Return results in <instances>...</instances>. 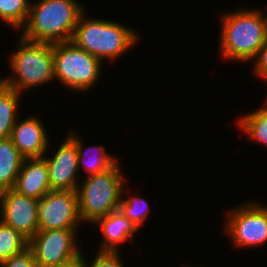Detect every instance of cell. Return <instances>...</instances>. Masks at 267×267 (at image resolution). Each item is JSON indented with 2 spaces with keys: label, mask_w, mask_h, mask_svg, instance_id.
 <instances>
[{
  "label": "cell",
  "mask_w": 267,
  "mask_h": 267,
  "mask_svg": "<svg viewBox=\"0 0 267 267\" xmlns=\"http://www.w3.org/2000/svg\"><path fill=\"white\" fill-rule=\"evenodd\" d=\"M219 50L224 60L249 63L267 38V16L262 9L242 7L222 14Z\"/></svg>",
  "instance_id": "cell-1"
},
{
  "label": "cell",
  "mask_w": 267,
  "mask_h": 267,
  "mask_svg": "<svg viewBox=\"0 0 267 267\" xmlns=\"http://www.w3.org/2000/svg\"><path fill=\"white\" fill-rule=\"evenodd\" d=\"M33 3V4H32ZM30 3L20 36L28 41L61 43L71 41L80 15L85 11L79 0H36Z\"/></svg>",
  "instance_id": "cell-2"
},
{
  "label": "cell",
  "mask_w": 267,
  "mask_h": 267,
  "mask_svg": "<svg viewBox=\"0 0 267 267\" xmlns=\"http://www.w3.org/2000/svg\"><path fill=\"white\" fill-rule=\"evenodd\" d=\"M84 11L75 27L71 41L102 62L116 60L130 51L141 39L132 27L119 21L86 17Z\"/></svg>",
  "instance_id": "cell-3"
},
{
  "label": "cell",
  "mask_w": 267,
  "mask_h": 267,
  "mask_svg": "<svg viewBox=\"0 0 267 267\" xmlns=\"http://www.w3.org/2000/svg\"><path fill=\"white\" fill-rule=\"evenodd\" d=\"M9 56L12 74L1 77L0 82L18 93L49 84L55 79L53 68V44L32 42L21 36Z\"/></svg>",
  "instance_id": "cell-4"
},
{
  "label": "cell",
  "mask_w": 267,
  "mask_h": 267,
  "mask_svg": "<svg viewBox=\"0 0 267 267\" xmlns=\"http://www.w3.org/2000/svg\"><path fill=\"white\" fill-rule=\"evenodd\" d=\"M120 161L109 170L86 176L83 182H79L76 191L82 223L93 224L98 218L118 209L122 190L127 184Z\"/></svg>",
  "instance_id": "cell-5"
},
{
  "label": "cell",
  "mask_w": 267,
  "mask_h": 267,
  "mask_svg": "<svg viewBox=\"0 0 267 267\" xmlns=\"http://www.w3.org/2000/svg\"><path fill=\"white\" fill-rule=\"evenodd\" d=\"M103 63L72 41L53 44L54 78L68 90L85 93L95 87L102 75Z\"/></svg>",
  "instance_id": "cell-6"
},
{
  "label": "cell",
  "mask_w": 267,
  "mask_h": 267,
  "mask_svg": "<svg viewBox=\"0 0 267 267\" xmlns=\"http://www.w3.org/2000/svg\"><path fill=\"white\" fill-rule=\"evenodd\" d=\"M224 231L236 247H259L267 242V210L260 202L247 201L227 210Z\"/></svg>",
  "instance_id": "cell-7"
},
{
  "label": "cell",
  "mask_w": 267,
  "mask_h": 267,
  "mask_svg": "<svg viewBox=\"0 0 267 267\" xmlns=\"http://www.w3.org/2000/svg\"><path fill=\"white\" fill-rule=\"evenodd\" d=\"M77 229L38 231L29 241L38 267L58 265L82 256ZM77 239V240H76ZM80 245V246H79Z\"/></svg>",
  "instance_id": "cell-8"
},
{
  "label": "cell",
  "mask_w": 267,
  "mask_h": 267,
  "mask_svg": "<svg viewBox=\"0 0 267 267\" xmlns=\"http://www.w3.org/2000/svg\"><path fill=\"white\" fill-rule=\"evenodd\" d=\"M77 191L50 190L38 200V231L79 229Z\"/></svg>",
  "instance_id": "cell-9"
},
{
  "label": "cell",
  "mask_w": 267,
  "mask_h": 267,
  "mask_svg": "<svg viewBox=\"0 0 267 267\" xmlns=\"http://www.w3.org/2000/svg\"><path fill=\"white\" fill-rule=\"evenodd\" d=\"M0 221L29 241L38 232V199L22 195L13 188L1 191Z\"/></svg>",
  "instance_id": "cell-10"
},
{
  "label": "cell",
  "mask_w": 267,
  "mask_h": 267,
  "mask_svg": "<svg viewBox=\"0 0 267 267\" xmlns=\"http://www.w3.org/2000/svg\"><path fill=\"white\" fill-rule=\"evenodd\" d=\"M53 155L46 160L51 190L76 191L79 182L78 152L76 143L67 135Z\"/></svg>",
  "instance_id": "cell-11"
},
{
  "label": "cell",
  "mask_w": 267,
  "mask_h": 267,
  "mask_svg": "<svg viewBox=\"0 0 267 267\" xmlns=\"http://www.w3.org/2000/svg\"><path fill=\"white\" fill-rule=\"evenodd\" d=\"M37 116L17 119L11 136L14 146L20 155L26 158H40L48 152L50 138L43 120Z\"/></svg>",
  "instance_id": "cell-12"
},
{
  "label": "cell",
  "mask_w": 267,
  "mask_h": 267,
  "mask_svg": "<svg viewBox=\"0 0 267 267\" xmlns=\"http://www.w3.org/2000/svg\"><path fill=\"white\" fill-rule=\"evenodd\" d=\"M93 224L102 231L99 252H119L121 244L127 240L135 243L134 235L140 231L119 209L98 218Z\"/></svg>",
  "instance_id": "cell-13"
},
{
  "label": "cell",
  "mask_w": 267,
  "mask_h": 267,
  "mask_svg": "<svg viewBox=\"0 0 267 267\" xmlns=\"http://www.w3.org/2000/svg\"><path fill=\"white\" fill-rule=\"evenodd\" d=\"M13 189L22 195L38 200L47 194L51 188L45 158L23 159Z\"/></svg>",
  "instance_id": "cell-14"
},
{
  "label": "cell",
  "mask_w": 267,
  "mask_h": 267,
  "mask_svg": "<svg viewBox=\"0 0 267 267\" xmlns=\"http://www.w3.org/2000/svg\"><path fill=\"white\" fill-rule=\"evenodd\" d=\"M68 136L76 143L79 171L83 167L82 169H85L87 176L103 173L119 161V158L107 153L106 148L102 145L91 146V148L90 146L86 147L83 144L82 137H78L79 135L74 130L73 132H68Z\"/></svg>",
  "instance_id": "cell-15"
},
{
  "label": "cell",
  "mask_w": 267,
  "mask_h": 267,
  "mask_svg": "<svg viewBox=\"0 0 267 267\" xmlns=\"http://www.w3.org/2000/svg\"><path fill=\"white\" fill-rule=\"evenodd\" d=\"M23 159L10 137L0 138V192L14 188Z\"/></svg>",
  "instance_id": "cell-16"
},
{
  "label": "cell",
  "mask_w": 267,
  "mask_h": 267,
  "mask_svg": "<svg viewBox=\"0 0 267 267\" xmlns=\"http://www.w3.org/2000/svg\"><path fill=\"white\" fill-rule=\"evenodd\" d=\"M22 93L8 88L0 82V138H9L19 118V104Z\"/></svg>",
  "instance_id": "cell-17"
},
{
  "label": "cell",
  "mask_w": 267,
  "mask_h": 267,
  "mask_svg": "<svg viewBox=\"0 0 267 267\" xmlns=\"http://www.w3.org/2000/svg\"><path fill=\"white\" fill-rule=\"evenodd\" d=\"M264 105L257 110L249 112L239 117L237 127L239 130L249 136L254 142L263 144L267 147V100L264 99Z\"/></svg>",
  "instance_id": "cell-18"
},
{
  "label": "cell",
  "mask_w": 267,
  "mask_h": 267,
  "mask_svg": "<svg viewBox=\"0 0 267 267\" xmlns=\"http://www.w3.org/2000/svg\"><path fill=\"white\" fill-rule=\"evenodd\" d=\"M30 0H0V19L11 26L13 30H19L26 24Z\"/></svg>",
  "instance_id": "cell-19"
},
{
  "label": "cell",
  "mask_w": 267,
  "mask_h": 267,
  "mask_svg": "<svg viewBox=\"0 0 267 267\" xmlns=\"http://www.w3.org/2000/svg\"><path fill=\"white\" fill-rule=\"evenodd\" d=\"M126 187L127 184L122 190V199L118 209L140 229L146 222L147 218H149V213L151 211L150 205L147 200L138 196L126 198L124 195L129 192L126 190Z\"/></svg>",
  "instance_id": "cell-20"
},
{
  "label": "cell",
  "mask_w": 267,
  "mask_h": 267,
  "mask_svg": "<svg viewBox=\"0 0 267 267\" xmlns=\"http://www.w3.org/2000/svg\"><path fill=\"white\" fill-rule=\"evenodd\" d=\"M28 248V240L12 227L0 221V262Z\"/></svg>",
  "instance_id": "cell-21"
},
{
  "label": "cell",
  "mask_w": 267,
  "mask_h": 267,
  "mask_svg": "<svg viewBox=\"0 0 267 267\" xmlns=\"http://www.w3.org/2000/svg\"><path fill=\"white\" fill-rule=\"evenodd\" d=\"M121 252H96V256L92 259V262H88L82 252V267H125L121 260ZM91 264V265H90Z\"/></svg>",
  "instance_id": "cell-22"
},
{
  "label": "cell",
  "mask_w": 267,
  "mask_h": 267,
  "mask_svg": "<svg viewBox=\"0 0 267 267\" xmlns=\"http://www.w3.org/2000/svg\"><path fill=\"white\" fill-rule=\"evenodd\" d=\"M1 267H38L33 253L29 248H26L19 254H16L9 259L0 262Z\"/></svg>",
  "instance_id": "cell-23"
},
{
  "label": "cell",
  "mask_w": 267,
  "mask_h": 267,
  "mask_svg": "<svg viewBox=\"0 0 267 267\" xmlns=\"http://www.w3.org/2000/svg\"><path fill=\"white\" fill-rule=\"evenodd\" d=\"M252 61L254 62V75L264 80L267 84V38Z\"/></svg>",
  "instance_id": "cell-24"
},
{
  "label": "cell",
  "mask_w": 267,
  "mask_h": 267,
  "mask_svg": "<svg viewBox=\"0 0 267 267\" xmlns=\"http://www.w3.org/2000/svg\"><path fill=\"white\" fill-rule=\"evenodd\" d=\"M46 267H82V259L81 256H78L77 258L67 261L65 263Z\"/></svg>",
  "instance_id": "cell-25"
},
{
  "label": "cell",
  "mask_w": 267,
  "mask_h": 267,
  "mask_svg": "<svg viewBox=\"0 0 267 267\" xmlns=\"http://www.w3.org/2000/svg\"><path fill=\"white\" fill-rule=\"evenodd\" d=\"M181 267H193V266H191V265L189 266V265L186 264V265H182ZM195 267H196V266H195ZM199 267H200V266H199Z\"/></svg>",
  "instance_id": "cell-26"
},
{
  "label": "cell",
  "mask_w": 267,
  "mask_h": 267,
  "mask_svg": "<svg viewBox=\"0 0 267 267\" xmlns=\"http://www.w3.org/2000/svg\"><path fill=\"white\" fill-rule=\"evenodd\" d=\"M263 207L267 210V205L265 206L264 203H262Z\"/></svg>",
  "instance_id": "cell-27"
}]
</instances>
